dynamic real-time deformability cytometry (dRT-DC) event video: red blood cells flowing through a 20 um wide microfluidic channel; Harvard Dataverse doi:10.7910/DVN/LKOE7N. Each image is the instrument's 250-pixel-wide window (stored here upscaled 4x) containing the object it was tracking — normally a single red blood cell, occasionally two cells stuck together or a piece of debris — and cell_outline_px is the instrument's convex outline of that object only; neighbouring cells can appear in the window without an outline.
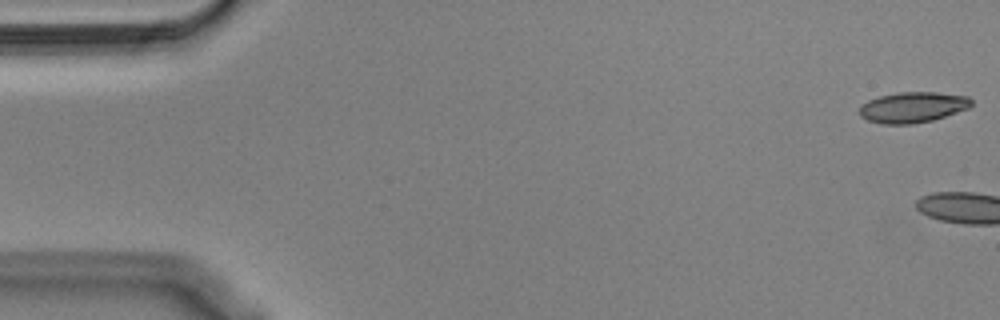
{"species": "Egyptian fruit bat (a non-hibernating species)", "species_latin": "Rousettus aegyptiacus", "temperature_condition": "cold", "stored_images_in_passage": 4, "camera_frame_rate_fps": 3000, "um_per_image_px": 0.085, "animal": {"sex": "male"}, "frame": {"image": 1, "passage_image": 1, "time_ms": 0.0, "image_size_px": [1000, 320], "cell_outline_px": [[972, 104], [968, 108], [932, 120], [912, 124], [880, 124], [868, 120], [860, 116], [860, 108], [868, 100], [880, 96], [896, 92], [936, 92], [968, 96], [972, 100]], "centroid_in_image_um": [77.58, 9.11], "position_along_channel_um": 7.4, "area_um2": 19.88}}